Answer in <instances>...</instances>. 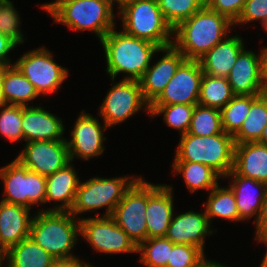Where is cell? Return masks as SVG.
I'll return each instance as SVG.
<instances>
[{"label":"cell","instance_id":"b9f144b4","mask_svg":"<svg viewBox=\"0 0 267 267\" xmlns=\"http://www.w3.org/2000/svg\"><path fill=\"white\" fill-rule=\"evenodd\" d=\"M17 47L12 40L0 33V63L13 65L9 54Z\"/></svg>","mask_w":267,"mask_h":267},{"label":"cell","instance_id":"d590c367","mask_svg":"<svg viewBox=\"0 0 267 267\" xmlns=\"http://www.w3.org/2000/svg\"><path fill=\"white\" fill-rule=\"evenodd\" d=\"M157 2L160 12L172 29L206 5V0H157Z\"/></svg>","mask_w":267,"mask_h":267},{"label":"cell","instance_id":"74e56055","mask_svg":"<svg viewBox=\"0 0 267 267\" xmlns=\"http://www.w3.org/2000/svg\"><path fill=\"white\" fill-rule=\"evenodd\" d=\"M12 0H0V33L7 36L17 46L25 42L21 31V17Z\"/></svg>","mask_w":267,"mask_h":267},{"label":"cell","instance_id":"5b68a950","mask_svg":"<svg viewBox=\"0 0 267 267\" xmlns=\"http://www.w3.org/2000/svg\"><path fill=\"white\" fill-rule=\"evenodd\" d=\"M173 161L201 163L223 178L233 169L234 137L221 132L212 136L180 135Z\"/></svg>","mask_w":267,"mask_h":267},{"label":"cell","instance_id":"7c38bea8","mask_svg":"<svg viewBox=\"0 0 267 267\" xmlns=\"http://www.w3.org/2000/svg\"><path fill=\"white\" fill-rule=\"evenodd\" d=\"M139 177L126 191L115 207L111 217L138 246L147 239L146 208L148 202V180Z\"/></svg>","mask_w":267,"mask_h":267},{"label":"cell","instance_id":"f5cc1de1","mask_svg":"<svg viewBox=\"0 0 267 267\" xmlns=\"http://www.w3.org/2000/svg\"><path fill=\"white\" fill-rule=\"evenodd\" d=\"M4 105H6V102L4 100L3 93H2V86L0 85V106H4Z\"/></svg>","mask_w":267,"mask_h":267},{"label":"cell","instance_id":"3957f363","mask_svg":"<svg viewBox=\"0 0 267 267\" xmlns=\"http://www.w3.org/2000/svg\"><path fill=\"white\" fill-rule=\"evenodd\" d=\"M234 23L206 5L173 29V45L186 60H199L233 31Z\"/></svg>","mask_w":267,"mask_h":267},{"label":"cell","instance_id":"1f68e13d","mask_svg":"<svg viewBox=\"0 0 267 267\" xmlns=\"http://www.w3.org/2000/svg\"><path fill=\"white\" fill-rule=\"evenodd\" d=\"M260 95H235L221 110L222 127L225 133L234 136L242 127L251 104Z\"/></svg>","mask_w":267,"mask_h":267},{"label":"cell","instance_id":"6da1fadb","mask_svg":"<svg viewBox=\"0 0 267 267\" xmlns=\"http://www.w3.org/2000/svg\"><path fill=\"white\" fill-rule=\"evenodd\" d=\"M40 7L54 23L79 33L90 31L99 42L117 27L112 0H52Z\"/></svg>","mask_w":267,"mask_h":267},{"label":"cell","instance_id":"f35d334b","mask_svg":"<svg viewBox=\"0 0 267 267\" xmlns=\"http://www.w3.org/2000/svg\"><path fill=\"white\" fill-rule=\"evenodd\" d=\"M206 259L205 252L199 247L174 244L167 267H199Z\"/></svg>","mask_w":267,"mask_h":267},{"label":"cell","instance_id":"4dcf8cb0","mask_svg":"<svg viewBox=\"0 0 267 267\" xmlns=\"http://www.w3.org/2000/svg\"><path fill=\"white\" fill-rule=\"evenodd\" d=\"M235 94L226 77H214L203 73L198 104L221 110Z\"/></svg>","mask_w":267,"mask_h":267},{"label":"cell","instance_id":"5bb4252c","mask_svg":"<svg viewBox=\"0 0 267 267\" xmlns=\"http://www.w3.org/2000/svg\"><path fill=\"white\" fill-rule=\"evenodd\" d=\"M26 144V145H25ZM15 157L28 170L48 177L70 162L66 138L54 141H30Z\"/></svg>","mask_w":267,"mask_h":267},{"label":"cell","instance_id":"c3c4849f","mask_svg":"<svg viewBox=\"0 0 267 267\" xmlns=\"http://www.w3.org/2000/svg\"><path fill=\"white\" fill-rule=\"evenodd\" d=\"M132 1H136V0H112L113 5L118 8L117 10H119L121 7H123L125 4L132 2Z\"/></svg>","mask_w":267,"mask_h":267},{"label":"cell","instance_id":"484cf974","mask_svg":"<svg viewBox=\"0 0 267 267\" xmlns=\"http://www.w3.org/2000/svg\"><path fill=\"white\" fill-rule=\"evenodd\" d=\"M57 260L30 236L6 252V267H52Z\"/></svg>","mask_w":267,"mask_h":267},{"label":"cell","instance_id":"e575fe53","mask_svg":"<svg viewBox=\"0 0 267 267\" xmlns=\"http://www.w3.org/2000/svg\"><path fill=\"white\" fill-rule=\"evenodd\" d=\"M224 132L219 109L195 105L191 125L187 133L197 136H212Z\"/></svg>","mask_w":267,"mask_h":267},{"label":"cell","instance_id":"52a82bcc","mask_svg":"<svg viewBox=\"0 0 267 267\" xmlns=\"http://www.w3.org/2000/svg\"><path fill=\"white\" fill-rule=\"evenodd\" d=\"M121 29L159 48L173 44V29L160 12L157 0H136L117 11Z\"/></svg>","mask_w":267,"mask_h":267},{"label":"cell","instance_id":"60d3db41","mask_svg":"<svg viewBox=\"0 0 267 267\" xmlns=\"http://www.w3.org/2000/svg\"><path fill=\"white\" fill-rule=\"evenodd\" d=\"M246 0H206V6L226 16L232 23L240 17Z\"/></svg>","mask_w":267,"mask_h":267},{"label":"cell","instance_id":"ffe728a7","mask_svg":"<svg viewBox=\"0 0 267 267\" xmlns=\"http://www.w3.org/2000/svg\"><path fill=\"white\" fill-rule=\"evenodd\" d=\"M64 120L43 106H22V132L24 142L64 140Z\"/></svg>","mask_w":267,"mask_h":267},{"label":"cell","instance_id":"f907efd6","mask_svg":"<svg viewBox=\"0 0 267 267\" xmlns=\"http://www.w3.org/2000/svg\"><path fill=\"white\" fill-rule=\"evenodd\" d=\"M8 66L7 64L0 63V85H2L3 77Z\"/></svg>","mask_w":267,"mask_h":267},{"label":"cell","instance_id":"e0dca14e","mask_svg":"<svg viewBox=\"0 0 267 267\" xmlns=\"http://www.w3.org/2000/svg\"><path fill=\"white\" fill-rule=\"evenodd\" d=\"M216 232L217 229L210 225L205 210L197 212L190 209L174 213L165 237L174 244L194 245L205 252L206 238Z\"/></svg>","mask_w":267,"mask_h":267},{"label":"cell","instance_id":"ba28073f","mask_svg":"<svg viewBox=\"0 0 267 267\" xmlns=\"http://www.w3.org/2000/svg\"><path fill=\"white\" fill-rule=\"evenodd\" d=\"M0 179L4 188L2 201L29 209L35 205L39 211V205L42 208L45 204L46 177L28 170L17 159L0 167Z\"/></svg>","mask_w":267,"mask_h":267},{"label":"cell","instance_id":"2e32d148","mask_svg":"<svg viewBox=\"0 0 267 267\" xmlns=\"http://www.w3.org/2000/svg\"><path fill=\"white\" fill-rule=\"evenodd\" d=\"M159 53L162 57L155 62L151 60V65L139 80L143 97L149 105L161 95L179 66L186 60L173 44L159 48Z\"/></svg>","mask_w":267,"mask_h":267},{"label":"cell","instance_id":"cb8c5ba5","mask_svg":"<svg viewBox=\"0 0 267 267\" xmlns=\"http://www.w3.org/2000/svg\"><path fill=\"white\" fill-rule=\"evenodd\" d=\"M244 43V38L236 33L226 36L199 59L203 73L227 78L239 53L247 47Z\"/></svg>","mask_w":267,"mask_h":267},{"label":"cell","instance_id":"bcb514c9","mask_svg":"<svg viewBox=\"0 0 267 267\" xmlns=\"http://www.w3.org/2000/svg\"><path fill=\"white\" fill-rule=\"evenodd\" d=\"M255 242H258V244H264V248L266 247V252L263 254L262 260L260 261L259 267H267V233H255L254 235Z\"/></svg>","mask_w":267,"mask_h":267},{"label":"cell","instance_id":"7bdbcfd3","mask_svg":"<svg viewBox=\"0 0 267 267\" xmlns=\"http://www.w3.org/2000/svg\"><path fill=\"white\" fill-rule=\"evenodd\" d=\"M254 225V233H267V192H266V198L263 202L261 212L259 214V217Z\"/></svg>","mask_w":267,"mask_h":267},{"label":"cell","instance_id":"8992f818","mask_svg":"<svg viewBox=\"0 0 267 267\" xmlns=\"http://www.w3.org/2000/svg\"><path fill=\"white\" fill-rule=\"evenodd\" d=\"M139 177L128 174L110 178L94 176L83 182L80 181L69 212L78 220L83 219L82 215L88 212H94V217L111 216L126 191ZM103 208L105 213H98Z\"/></svg>","mask_w":267,"mask_h":267},{"label":"cell","instance_id":"9c48e42d","mask_svg":"<svg viewBox=\"0 0 267 267\" xmlns=\"http://www.w3.org/2000/svg\"><path fill=\"white\" fill-rule=\"evenodd\" d=\"M113 85L109 88L98 109L101 121L111 129L129 120L140 111L150 117V105L145 101L140 82L111 78Z\"/></svg>","mask_w":267,"mask_h":267},{"label":"cell","instance_id":"f546056e","mask_svg":"<svg viewBox=\"0 0 267 267\" xmlns=\"http://www.w3.org/2000/svg\"><path fill=\"white\" fill-rule=\"evenodd\" d=\"M267 124V92L260 95L250 107L240 130L233 136L235 144L258 142Z\"/></svg>","mask_w":267,"mask_h":267},{"label":"cell","instance_id":"8fae6325","mask_svg":"<svg viewBox=\"0 0 267 267\" xmlns=\"http://www.w3.org/2000/svg\"><path fill=\"white\" fill-rule=\"evenodd\" d=\"M80 236L99 254H137V245L111 216L80 220Z\"/></svg>","mask_w":267,"mask_h":267},{"label":"cell","instance_id":"83f0119b","mask_svg":"<svg viewBox=\"0 0 267 267\" xmlns=\"http://www.w3.org/2000/svg\"><path fill=\"white\" fill-rule=\"evenodd\" d=\"M1 86L6 104L32 106L33 101L40 97L33 84L14 64L7 67Z\"/></svg>","mask_w":267,"mask_h":267},{"label":"cell","instance_id":"9a60e30c","mask_svg":"<svg viewBox=\"0 0 267 267\" xmlns=\"http://www.w3.org/2000/svg\"><path fill=\"white\" fill-rule=\"evenodd\" d=\"M202 75L203 71L199 60H185L161 95L151 105H197Z\"/></svg>","mask_w":267,"mask_h":267},{"label":"cell","instance_id":"836d02e7","mask_svg":"<svg viewBox=\"0 0 267 267\" xmlns=\"http://www.w3.org/2000/svg\"><path fill=\"white\" fill-rule=\"evenodd\" d=\"M174 243L166 237L146 239L137 246L139 263L145 267H167Z\"/></svg>","mask_w":267,"mask_h":267},{"label":"cell","instance_id":"d6a6232c","mask_svg":"<svg viewBox=\"0 0 267 267\" xmlns=\"http://www.w3.org/2000/svg\"><path fill=\"white\" fill-rule=\"evenodd\" d=\"M194 108L188 104L150 105V118L161 115L166 126L179 131L180 136L188 132Z\"/></svg>","mask_w":267,"mask_h":267},{"label":"cell","instance_id":"44dd1931","mask_svg":"<svg viewBox=\"0 0 267 267\" xmlns=\"http://www.w3.org/2000/svg\"><path fill=\"white\" fill-rule=\"evenodd\" d=\"M227 79L235 95H262L261 55L244 48L238 55Z\"/></svg>","mask_w":267,"mask_h":267},{"label":"cell","instance_id":"d4e9b609","mask_svg":"<svg viewBox=\"0 0 267 267\" xmlns=\"http://www.w3.org/2000/svg\"><path fill=\"white\" fill-rule=\"evenodd\" d=\"M233 170L267 184V146L258 142L235 144Z\"/></svg>","mask_w":267,"mask_h":267},{"label":"cell","instance_id":"7a4b0ae2","mask_svg":"<svg viewBox=\"0 0 267 267\" xmlns=\"http://www.w3.org/2000/svg\"><path fill=\"white\" fill-rule=\"evenodd\" d=\"M103 48L106 75L117 79L140 80L150 66L151 60L159 53V47L149 41L117 31L115 27L100 42Z\"/></svg>","mask_w":267,"mask_h":267},{"label":"cell","instance_id":"ab89813d","mask_svg":"<svg viewBox=\"0 0 267 267\" xmlns=\"http://www.w3.org/2000/svg\"><path fill=\"white\" fill-rule=\"evenodd\" d=\"M267 17V0H246L243 11L234 23L236 26L248 24L250 25L254 21L261 24ZM250 23V24H249Z\"/></svg>","mask_w":267,"mask_h":267},{"label":"cell","instance_id":"7dc6e473","mask_svg":"<svg viewBox=\"0 0 267 267\" xmlns=\"http://www.w3.org/2000/svg\"><path fill=\"white\" fill-rule=\"evenodd\" d=\"M199 267H228L224 263H219L212 259H206Z\"/></svg>","mask_w":267,"mask_h":267},{"label":"cell","instance_id":"4fadbf2b","mask_svg":"<svg viewBox=\"0 0 267 267\" xmlns=\"http://www.w3.org/2000/svg\"><path fill=\"white\" fill-rule=\"evenodd\" d=\"M82 109L71 127L70 137L66 138L70 161L75 159L89 161L100 157L105 151L107 136L104 132L110 129L105 122L100 123L98 116L95 118L91 113Z\"/></svg>","mask_w":267,"mask_h":267},{"label":"cell","instance_id":"816d5d0a","mask_svg":"<svg viewBox=\"0 0 267 267\" xmlns=\"http://www.w3.org/2000/svg\"><path fill=\"white\" fill-rule=\"evenodd\" d=\"M6 267V253L0 252V267Z\"/></svg>","mask_w":267,"mask_h":267},{"label":"cell","instance_id":"603a6c76","mask_svg":"<svg viewBox=\"0 0 267 267\" xmlns=\"http://www.w3.org/2000/svg\"><path fill=\"white\" fill-rule=\"evenodd\" d=\"M31 209L0 200V238L2 252L17 245L21 240L29 237L30 226L34 216Z\"/></svg>","mask_w":267,"mask_h":267},{"label":"cell","instance_id":"681fc988","mask_svg":"<svg viewBox=\"0 0 267 267\" xmlns=\"http://www.w3.org/2000/svg\"><path fill=\"white\" fill-rule=\"evenodd\" d=\"M258 143L267 146V124L262 132V137L260 138Z\"/></svg>","mask_w":267,"mask_h":267},{"label":"cell","instance_id":"8d00e7d4","mask_svg":"<svg viewBox=\"0 0 267 267\" xmlns=\"http://www.w3.org/2000/svg\"><path fill=\"white\" fill-rule=\"evenodd\" d=\"M22 106L6 104L0 106V136L10 143L24 142L22 132Z\"/></svg>","mask_w":267,"mask_h":267},{"label":"cell","instance_id":"d6986e66","mask_svg":"<svg viewBox=\"0 0 267 267\" xmlns=\"http://www.w3.org/2000/svg\"><path fill=\"white\" fill-rule=\"evenodd\" d=\"M233 191L239 213V222L256 223L266 198L267 184L237 174L233 169L223 178ZM230 179V180H229ZM253 217V218H252Z\"/></svg>","mask_w":267,"mask_h":267},{"label":"cell","instance_id":"277c9868","mask_svg":"<svg viewBox=\"0 0 267 267\" xmlns=\"http://www.w3.org/2000/svg\"><path fill=\"white\" fill-rule=\"evenodd\" d=\"M29 236L57 261L80 259L73 252L80 240V220L69 211H37Z\"/></svg>","mask_w":267,"mask_h":267},{"label":"cell","instance_id":"ac0fdd59","mask_svg":"<svg viewBox=\"0 0 267 267\" xmlns=\"http://www.w3.org/2000/svg\"><path fill=\"white\" fill-rule=\"evenodd\" d=\"M174 187L165 183L148 182L146 208L147 239L165 237L174 215Z\"/></svg>","mask_w":267,"mask_h":267},{"label":"cell","instance_id":"f1b7e54d","mask_svg":"<svg viewBox=\"0 0 267 267\" xmlns=\"http://www.w3.org/2000/svg\"><path fill=\"white\" fill-rule=\"evenodd\" d=\"M219 185L218 183L208 192L207 200L204 202V209L210 225L212 226V220H217V218L229 222H239V213L233 191L228 185Z\"/></svg>","mask_w":267,"mask_h":267},{"label":"cell","instance_id":"7402d4cb","mask_svg":"<svg viewBox=\"0 0 267 267\" xmlns=\"http://www.w3.org/2000/svg\"><path fill=\"white\" fill-rule=\"evenodd\" d=\"M79 172L72 161L53 175L46 177L45 204H54L53 207L44 206L41 211H70L73 206L76 192L80 184Z\"/></svg>","mask_w":267,"mask_h":267},{"label":"cell","instance_id":"f6af8a7d","mask_svg":"<svg viewBox=\"0 0 267 267\" xmlns=\"http://www.w3.org/2000/svg\"><path fill=\"white\" fill-rule=\"evenodd\" d=\"M261 55L262 80L265 92H267V45L259 49Z\"/></svg>","mask_w":267,"mask_h":267},{"label":"cell","instance_id":"4316f807","mask_svg":"<svg viewBox=\"0 0 267 267\" xmlns=\"http://www.w3.org/2000/svg\"><path fill=\"white\" fill-rule=\"evenodd\" d=\"M174 176H182L183 181L191 193L204 190L211 191L222 178L209 166L187 161H172Z\"/></svg>","mask_w":267,"mask_h":267},{"label":"cell","instance_id":"11a10c76","mask_svg":"<svg viewBox=\"0 0 267 267\" xmlns=\"http://www.w3.org/2000/svg\"><path fill=\"white\" fill-rule=\"evenodd\" d=\"M0 252H2V240L0 238Z\"/></svg>","mask_w":267,"mask_h":267},{"label":"cell","instance_id":"ee69618b","mask_svg":"<svg viewBox=\"0 0 267 267\" xmlns=\"http://www.w3.org/2000/svg\"><path fill=\"white\" fill-rule=\"evenodd\" d=\"M52 267H95L92 263L85 262L84 259L57 261Z\"/></svg>","mask_w":267,"mask_h":267},{"label":"cell","instance_id":"db71d44e","mask_svg":"<svg viewBox=\"0 0 267 267\" xmlns=\"http://www.w3.org/2000/svg\"><path fill=\"white\" fill-rule=\"evenodd\" d=\"M261 24H262L261 25L262 26V30L265 31V33H267V17L265 18V20Z\"/></svg>","mask_w":267,"mask_h":267},{"label":"cell","instance_id":"30bf717a","mask_svg":"<svg viewBox=\"0 0 267 267\" xmlns=\"http://www.w3.org/2000/svg\"><path fill=\"white\" fill-rule=\"evenodd\" d=\"M54 54L42 46L28 50L13 62L18 70L33 84L40 96L56 94L69 77V70L59 65Z\"/></svg>","mask_w":267,"mask_h":267}]
</instances>
